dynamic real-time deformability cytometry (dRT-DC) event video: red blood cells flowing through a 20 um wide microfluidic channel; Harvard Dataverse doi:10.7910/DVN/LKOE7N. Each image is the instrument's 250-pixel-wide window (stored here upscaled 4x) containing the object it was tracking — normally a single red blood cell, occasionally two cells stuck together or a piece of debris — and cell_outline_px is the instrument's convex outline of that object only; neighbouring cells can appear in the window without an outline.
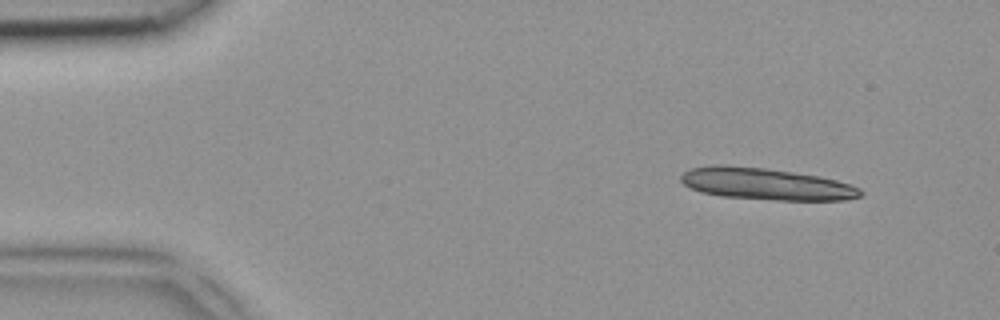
{"species": "common noctule bat (a hibernating species)", "species_latin": "Nyctalus noctula", "temperature_condition": "room temperature", "stored_images_in_passage": 4, "camera_frame_rate_fps": 3000, "um_per_image_px": 0.085, "animal": {"sex": "female", "body_mass_g": 18.4}, "frame": {"image": 1, "passage_image": 1, "time_ms": 0.0, "image_size_px": [1000, 320], "cell_outline_px": [[864, 192], [860, 196], [844, 200], [780, 200], [720, 196], [704, 192], [692, 188], [684, 184], [680, 180], [680, 176], [684, 172], [692, 168], [712, 164], [728, 164], [768, 168], [820, 176], [836, 180], [860, 188]], "centroid_in_image_um": [65.1, 15.62], "position_along_channel_um": 19.9, "area_um2": 33.35}}
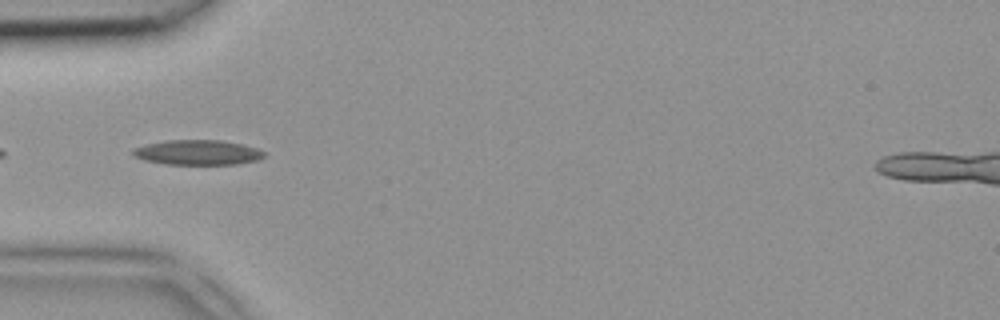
{"frame": {"image": 2, "passage_image": 4, "time_ms": 1.0, "image_size_px": [1000, 320], "cell_outline_px": [[264, 156], [256, 160], [236, 164], [168, 164], [144, 160], [132, 156], [132, 148], [148, 144], [168, 140], [220, 140], [240, 144], [256, 148], [264, 152]], "centroid_in_image_um": [16.75, 12.96], "position_along_channel_um": 68.2, "area_um2": 18.84}}